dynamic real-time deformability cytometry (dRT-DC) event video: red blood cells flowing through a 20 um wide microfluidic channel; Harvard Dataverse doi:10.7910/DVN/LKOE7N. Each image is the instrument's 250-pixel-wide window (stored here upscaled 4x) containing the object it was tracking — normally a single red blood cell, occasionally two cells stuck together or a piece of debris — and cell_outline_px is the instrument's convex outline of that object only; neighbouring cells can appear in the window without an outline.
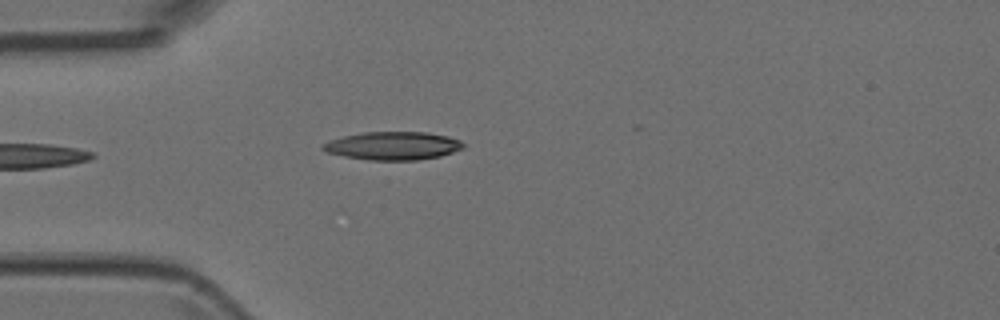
{"species": "Egyptian fruit bat (a non-hibernating species)", "species_latin": "Rousettus aegyptiacus", "temperature_condition": "room temperature", "stored_images_in_passage": 4, "camera_frame_rate_fps": 3000, "um_per_image_px": 0.085, "animal": {"sex": "female"}, "frame": {"image": 1, "passage_image": 4, "time_ms": 1.0, "image_size_px": [1000, 320], "cell_outline_px": [[464, 148], [440, 156], [416, 160], [368, 160], [344, 156], [328, 152], [320, 148], [328, 140], [344, 136], [364, 132], [424, 132], [448, 136], [460, 140], [464, 144]], "centroid_in_image_um": [33.4, 12.39], "position_along_channel_um": 51.6, "area_um2": 22.95}}